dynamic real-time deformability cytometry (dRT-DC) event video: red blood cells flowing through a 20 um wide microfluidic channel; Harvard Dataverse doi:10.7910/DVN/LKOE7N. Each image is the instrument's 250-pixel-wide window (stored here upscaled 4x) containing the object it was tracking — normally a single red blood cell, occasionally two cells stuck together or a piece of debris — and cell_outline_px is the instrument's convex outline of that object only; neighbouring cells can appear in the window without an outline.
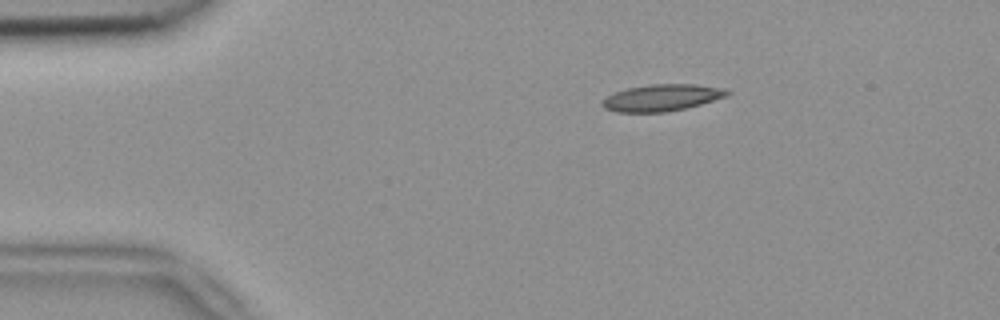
{"species": "common noctule bat (a hibernating species)", "species_latin": "Nyctalus noctula", "temperature_condition": "room temperature", "stored_images_in_passage": 5, "segment_of_instrument_passage": [2, 2], "camera_frame_rate_fps": 3000, "um_per_image_px": 0.085, "animal": {"sex": "female", "body_mass_g": 18.4}, "frame": {"image": 1, "passage_image": 5, "time_ms": 1.333, "image_size_px": [1000, 320], "cell_outline_px": [[732, 92], [728, 96], [700, 104], [684, 108], [664, 112], [616, 112], [604, 108], [600, 104], [600, 100], [616, 92], [628, 88], [652, 84], [692, 84], [724, 88]], "centroid_in_image_um": [56.25, 8.3], "position_along_channel_um": 28.8, "area_um2": 19.36}}